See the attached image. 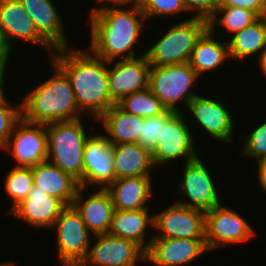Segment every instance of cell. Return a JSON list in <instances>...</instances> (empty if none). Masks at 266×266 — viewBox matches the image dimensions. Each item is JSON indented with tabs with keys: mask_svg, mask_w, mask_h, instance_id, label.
Returning <instances> with one entry per match:
<instances>
[{
	"mask_svg": "<svg viewBox=\"0 0 266 266\" xmlns=\"http://www.w3.org/2000/svg\"><path fill=\"white\" fill-rule=\"evenodd\" d=\"M69 78L79 110L97 122L114 104L108 86V62L90 50L66 47L50 56Z\"/></svg>",
	"mask_w": 266,
	"mask_h": 266,
	"instance_id": "6da1fadb",
	"label": "cell"
},
{
	"mask_svg": "<svg viewBox=\"0 0 266 266\" xmlns=\"http://www.w3.org/2000/svg\"><path fill=\"white\" fill-rule=\"evenodd\" d=\"M88 15L91 43L87 49L106 62L137 57L134 48L146 27L145 15L137 3L110 6Z\"/></svg>",
	"mask_w": 266,
	"mask_h": 266,
	"instance_id": "7a4b0ae2",
	"label": "cell"
},
{
	"mask_svg": "<svg viewBox=\"0 0 266 266\" xmlns=\"http://www.w3.org/2000/svg\"><path fill=\"white\" fill-rule=\"evenodd\" d=\"M50 62L53 76L22 97L21 113L25 121L46 125L82 117L69 78L54 62Z\"/></svg>",
	"mask_w": 266,
	"mask_h": 266,
	"instance_id": "3957f363",
	"label": "cell"
},
{
	"mask_svg": "<svg viewBox=\"0 0 266 266\" xmlns=\"http://www.w3.org/2000/svg\"><path fill=\"white\" fill-rule=\"evenodd\" d=\"M81 118L46 124L47 161L70 174L83 187L84 146L90 133Z\"/></svg>",
	"mask_w": 266,
	"mask_h": 266,
	"instance_id": "277c9868",
	"label": "cell"
},
{
	"mask_svg": "<svg viewBox=\"0 0 266 266\" xmlns=\"http://www.w3.org/2000/svg\"><path fill=\"white\" fill-rule=\"evenodd\" d=\"M208 28V21L202 18L175 22L152 46H146L150 66L188 63L197 40Z\"/></svg>",
	"mask_w": 266,
	"mask_h": 266,
	"instance_id": "5b68a950",
	"label": "cell"
},
{
	"mask_svg": "<svg viewBox=\"0 0 266 266\" xmlns=\"http://www.w3.org/2000/svg\"><path fill=\"white\" fill-rule=\"evenodd\" d=\"M198 78L200 79L189 63L150 66L149 89L166 110L183 112L180 104L185 108L199 95L193 92Z\"/></svg>",
	"mask_w": 266,
	"mask_h": 266,
	"instance_id": "8992f818",
	"label": "cell"
},
{
	"mask_svg": "<svg viewBox=\"0 0 266 266\" xmlns=\"http://www.w3.org/2000/svg\"><path fill=\"white\" fill-rule=\"evenodd\" d=\"M206 162L198 155L191 161L183 163L182 180L178 184V190L174 194L178 196L184 195L185 198H179L176 203L201 211H209L220 204H223L220 199V192L217 188L216 182L213 178V172L208 169ZM181 199V200H180ZM186 201H185V200Z\"/></svg>",
	"mask_w": 266,
	"mask_h": 266,
	"instance_id": "52a82bcc",
	"label": "cell"
},
{
	"mask_svg": "<svg viewBox=\"0 0 266 266\" xmlns=\"http://www.w3.org/2000/svg\"><path fill=\"white\" fill-rule=\"evenodd\" d=\"M51 229L57 235L55 246L59 264L74 266L86 259L93 237L73 205L62 210Z\"/></svg>",
	"mask_w": 266,
	"mask_h": 266,
	"instance_id": "ba28073f",
	"label": "cell"
},
{
	"mask_svg": "<svg viewBox=\"0 0 266 266\" xmlns=\"http://www.w3.org/2000/svg\"><path fill=\"white\" fill-rule=\"evenodd\" d=\"M183 113H175L162 127L161 137L152 151L155 167L160 168V165L178 160H184L185 163L199 155L194 137L196 132L193 133L192 125L188 124L190 121Z\"/></svg>",
	"mask_w": 266,
	"mask_h": 266,
	"instance_id": "9c48e42d",
	"label": "cell"
},
{
	"mask_svg": "<svg viewBox=\"0 0 266 266\" xmlns=\"http://www.w3.org/2000/svg\"><path fill=\"white\" fill-rule=\"evenodd\" d=\"M230 208L220 204L205 212V240L209 251L246 243L257 237L245 216Z\"/></svg>",
	"mask_w": 266,
	"mask_h": 266,
	"instance_id": "30bf717a",
	"label": "cell"
},
{
	"mask_svg": "<svg viewBox=\"0 0 266 266\" xmlns=\"http://www.w3.org/2000/svg\"><path fill=\"white\" fill-rule=\"evenodd\" d=\"M2 150L9 152L7 155L14 158L15 167H34L46 162V125L31 123L21 118Z\"/></svg>",
	"mask_w": 266,
	"mask_h": 266,
	"instance_id": "8fae6325",
	"label": "cell"
},
{
	"mask_svg": "<svg viewBox=\"0 0 266 266\" xmlns=\"http://www.w3.org/2000/svg\"><path fill=\"white\" fill-rule=\"evenodd\" d=\"M214 97L215 95L209 97L208 94V97H205L199 94L193 98L187 105L188 117L191 115L205 135L208 134L216 142L233 144L237 121L233 119L235 117L231 113L232 110L227 107V103Z\"/></svg>",
	"mask_w": 266,
	"mask_h": 266,
	"instance_id": "7c38bea8",
	"label": "cell"
},
{
	"mask_svg": "<svg viewBox=\"0 0 266 266\" xmlns=\"http://www.w3.org/2000/svg\"><path fill=\"white\" fill-rule=\"evenodd\" d=\"M205 212L174 202L154 214L152 238L205 239Z\"/></svg>",
	"mask_w": 266,
	"mask_h": 266,
	"instance_id": "4fadbf2b",
	"label": "cell"
},
{
	"mask_svg": "<svg viewBox=\"0 0 266 266\" xmlns=\"http://www.w3.org/2000/svg\"><path fill=\"white\" fill-rule=\"evenodd\" d=\"M93 238L94 243L91 242L83 261L86 265L137 266L139 262L146 261V251L132 240L110 234L94 235Z\"/></svg>",
	"mask_w": 266,
	"mask_h": 266,
	"instance_id": "5bb4252c",
	"label": "cell"
},
{
	"mask_svg": "<svg viewBox=\"0 0 266 266\" xmlns=\"http://www.w3.org/2000/svg\"><path fill=\"white\" fill-rule=\"evenodd\" d=\"M98 133L91 134L84 146L83 187L85 188H107L116 180L113 145L105 134Z\"/></svg>",
	"mask_w": 266,
	"mask_h": 266,
	"instance_id": "9a60e30c",
	"label": "cell"
},
{
	"mask_svg": "<svg viewBox=\"0 0 266 266\" xmlns=\"http://www.w3.org/2000/svg\"><path fill=\"white\" fill-rule=\"evenodd\" d=\"M145 53L108 62L109 93L116 104L123 97L149 87L150 63Z\"/></svg>",
	"mask_w": 266,
	"mask_h": 266,
	"instance_id": "2e32d148",
	"label": "cell"
},
{
	"mask_svg": "<svg viewBox=\"0 0 266 266\" xmlns=\"http://www.w3.org/2000/svg\"><path fill=\"white\" fill-rule=\"evenodd\" d=\"M207 252L205 239L152 238L146 262L154 266H187Z\"/></svg>",
	"mask_w": 266,
	"mask_h": 266,
	"instance_id": "e0dca14e",
	"label": "cell"
},
{
	"mask_svg": "<svg viewBox=\"0 0 266 266\" xmlns=\"http://www.w3.org/2000/svg\"><path fill=\"white\" fill-rule=\"evenodd\" d=\"M0 28L12 48L16 45L14 41L21 40L46 48L49 56L55 52V49L38 33L33 20L19 0H0Z\"/></svg>",
	"mask_w": 266,
	"mask_h": 266,
	"instance_id": "ac0fdd59",
	"label": "cell"
},
{
	"mask_svg": "<svg viewBox=\"0 0 266 266\" xmlns=\"http://www.w3.org/2000/svg\"><path fill=\"white\" fill-rule=\"evenodd\" d=\"M66 205L56 197L49 196L39 187L33 186L28 196L18 203L10 212L23 224L35 229L50 230Z\"/></svg>",
	"mask_w": 266,
	"mask_h": 266,
	"instance_id": "d6986e66",
	"label": "cell"
},
{
	"mask_svg": "<svg viewBox=\"0 0 266 266\" xmlns=\"http://www.w3.org/2000/svg\"><path fill=\"white\" fill-rule=\"evenodd\" d=\"M88 188L79 187L73 206L81 215L83 222L92 235L108 234L115 211L111 195L106 188H98L92 193L83 195Z\"/></svg>",
	"mask_w": 266,
	"mask_h": 266,
	"instance_id": "ffe728a7",
	"label": "cell"
},
{
	"mask_svg": "<svg viewBox=\"0 0 266 266\" xmlns=\"http://www.w3.org/2000/svg\"><path fill=\"white\" fill-rule=\"evenodd\" d=\"M38 33L56 50L70 47L64 21L54 0H19ZM70 44V45H69Z\"/></svg>",
	"mask_w": 266,
	"mask_h": 266,
	"instance_id": "44dd1931",
	"label": "cell"
},
{
	"mask_svg": "<svg viewBox=\"0 0 266 266\" xmlns=\"http://www.w3.org/2000/svg\"><path fill=\"white\" fill-rule=\"evenodd\" d=\"M152 180V176L116 179L106 188L111 195L114 208L118 210L149 208L147 204L151 202L149 198L151 199L154 188Z\"/></svg>",
	"mask_w": 266,
	"mask_h": 266,
	"instance_id": "7402d4cb",
	"label": "cell"
},
{
	"mask_svg": "<svg viewBox=\"0 0 266 266\" xmlns=\"http://www.w3.org/2000/svg\"><path fill=\"white\" fill-rule=\"evenodd\" d=\"M154 227V214L150 215L149 208L138 210L115 209L108 234L132 240L145 251L148 250L152 238L147 236L149 227ZM146 237H149L148 241Z\"/></svg>",
	"mask_w": 266,
	"mask_h": 266,
	"instance_id": "603a6c76",
	"label": "cell"
},
{
	"mask_svg": "<svg viewBox=\"0 0 266 266\" xmlns=\"http://www.w3.org/2000/svg\"><path fill=\"white\" fill-rule=\"evenodd\" d=\"M32 173L34 186L49 196L58 198L66 206L73 204L80 186L70 174L48 161L32 167Z\"/></svg>",
	"mask_w": 266,
	"mask_h": 266,
	"instance_id": "cb8c5ba5",
	"label": "cell"
},
{
	"mask_svg": "<svg viewBox=\"0 0 266 266\" xmlns=\"http://www.w3.org/2000/svg\"><path fill=\"white\" fill-rule=\"evenodd\" d=\"M107 139L112 145L124 143H139L143 118L125 112L117 104H114L98 120ZM108 134V135H107Z\"/></svg>",
	"mask_w": 266,
	"mask_h": 266,
	"instance_id": "d4e9b609",
	"label": "cell"
},
{
	"mask_svg": "<svg viewBox=\"0 0 266 266\" xmlns=\"http://www.w3.org/2000/svg\"><path fill=\"white\" fill-rule=\"evenodd\" d=\"M116 179L124 177L152 176L154 166L152 152L139 143L113 145Z\"/></svg>",
	"mask_w": 266,
	"mask_h": 266,
	"instance_id": "484cf974",
	"label": "cell"
},
{
	"mask_svg": "<svg viewBox=\"0 0 266 266\" xmlns=\"http://www.w3.org/2000/svg\"><path fill=\"white\" fill-rule=\"evenodd\" d=\"M216 33L208 28L197 40L191 53L188 63L199 77L215 69L218 70L228 59L230 61L227 41L226 43L220 39L218 41Z\"/></svg>",
	"mask_w": 266,
	"mask_h": 266,
	"instance_id": "4316f807",
	"label": "cell"
},
{
	"mask_svg": "<svg viewBox=\"0 0 266 266\" xmlns=\"http://www.w3.org/2000/svg\"><path fill=\"white\" fill-rule=\"evenodd\" d=\"M228 52L232 60L258 59L266 52V16L228 38ZM256 54V55H255Z\"/></svg>",
	"mask_w": 266,
	"mask_h": 266,
	"instance_id": "83f0119b",
	"label": "cell"
},
{
	"mask_svg": "<svg viewBox=\"0 0 266 266\" xmlns=\"http://www.w3.org/2000/svg\"><path fill=\"white\" fill-rule=\"evenodd\" d=\"M259 18L255 12L242 7L218 6L215 14L208 20V27L211 31H215L217 26H221L232 36Z\"/></svg>",
	"mask_w": 266,
	"mask_h": 266,
	"instance_id": "f1b7e54d",
	"label": "cell"
},
{
	"mask_svg": "<svg viewBox=\"0 0 266 266\" xmlns=\"http://www.w3.org/2000/svg\"><path fill=\"white\" fill-rule=\"evenodd\" d=\"M117 105L125 112L142 118L154 117L166 111L149 87L123 97Z\"/></svg>",
	"mask_w": 266,
	"mask_h": 266,
	"instance_id": "f546056e",
	"label": "cell"
},
{
	"mask_svg": "<svg viewBox=\"0 0 266 266\" xmlns=\"http://www.w3.org/2000/svg\"><path fill=\"white\" fill-rule=\"evenodd\" d=\"M4 178L5 194L11 198V207L6 211V213H9L18 203L28 196L34 186L32 167L13 166Z\"/></svg>",
	"mask_w": 266,
	"mask_h": 266,
	"instance_id": "4dcf8cb0",
	"label": "cell"
},
{
	"mask_svg": "<svg viewBox=\"0 0 266 266\" xmlns=\"http://www.w3.org/2000/svg\"><path fill=\"white\" fill-rule=\"evenodd\" d=\"M240 141L243 142L241 157L253 159L256 165L266 161V120L255 126L249 134L241 135Z\"/></svg>",
	"mask_w": 266,
	"mask_h": 266,
	"instance_id": "1f68e13d",
	"label": "cell"
},
{
	"mask_svg": "<svg viewBox=\"0 0 266 266\" xmlns=\"http://www.w3.org/2000/svg\"><path fill=\"white\" fill-rule=\"evenodd\" d=\"M137 5L144 13L146 21L159 16L177 18L180 13L181 16L182 13H187L183 0H137Z\"/></svg>",
	"mask_w": 266,
	"mask_h": 266,
	"instance_id": "d6a6232c",
	"label": "cell"
},
{
	"mask_svg": "<svg viewBox=\"0 0 266 266\" xmlns=\"http://www.w3.org/2000/svg\"><path fill=\"white\" fill-rule=\"evenodd\" d=\"M175 113V111L166 110L160 115L143 118L139 144L152 152L161 137L162 127Z\"/></svg>",
	"mask_w": 266,
	"mask_h": 266,
	"instance_id": "836d02e7",
	"label": "cell"
},
{
	"mask_svg": "<svg viewBox=\"0 0 266 266\" xmlns=\"http://www.w3.org/2000/svg\"><path fill=\"white\" fill-rule=\"evenodd\" d=\"M22 118L21 102L14 105L6 97L0 102V148L3 149L11 136L14 126Z\"/></svg>",
	"mask_w": 266,
	"mask_h": 266,
	"instance_id": "e575fe53",
	"label": "cell"
},
{
	"mask_svg": "<svg viewBox=\"0 0 266 266\" xmlns=\"http://www.w3.org/2000/svg\"><path fill=\"white\" fill-rule=\"evenodd\" d=\"M189 15L192 17L206 19L207 21L215 14L220 0H183ZM195 12V13H194Z\"/></svg>",
	"mask_w": 266,
	"mask_h": 266,
	"instance_id": "d590c367",
	"label": "cell"
},
{
	"mask_svg": "<svg viewBox=\"0 0 266 266\" xmlns=\"http://www.w3.org/2000/svg\"><path fill=\"white\" fill-rule=\"evenodd\" d=\"M219 6L242 7L255 12L259 17L266 16V6L261 0H220Z\"/></svg>",
	"mask_w": 266,
	"mask_h": 266,
	"instance_id": "8d00e7d4",
	"label": "cell"
},
{
	"mask_svg": "<svg viewBox=\"0 0 266 266\" xmlns=\"http://www.w3.org/2000/svg\"><path fill=\"white\" fill-rule=\"evenodd\" d=\"M12 50V47L6 40V37L0 28V72L6 73L7 71H9L7 69L9 67L8 65H10V59H12Z\"/></svg>",
	"mask_w": 266,
	"mask_h": 266,
	"instance_id": "74e56055",
	"label": "cell"
},
{
	"mask_svg": "<svg viewBox=\"0 0 266 266\" xmlns=\"http://www.w3.org/2000/svg\"><path fill=\"white\" fill-rule=\"evenodd\" d=\"M95 2L96 3L98 2V4L102 5L103 7L100 6L99 8L98 7H94L92 9H90V13L89 14H93V13H95L97 11H100V10H102L104 8H107V7H110V6L111 7L130 6V5L136 4L137 0H96ZM106 3H107V5H106Z\"/></svg>",
	"mask_w": 266,
	"mask_h": 266,
	"instance_id": "f35d334b",
	"label": "cell"
},
{
	"mask_svg": "<svg viewBox=\"0 0 266 266\" xmlns=\"http://www.w3.org/2000/svg\"><path fill=\"white\" fill-rule=\"evenodd\" d=\"M256 175L258 177L257 181L258 185H260V188L262 189V193L265 192L266 194V161L257 164Z\"/></svg>",
	"mask_w": 266,
	"mask_h": 266,
	"instance_id": "ab89813d",
	"label": "cell"
},
{
	"mask_svg": "<svg viewBox=\"0 0 266 266\" xmlns=\"http://www.w3.org/2000/svg\"><path fill=\"white\" fill-rule=\"evenodd\" d=\"M6 73L4 72H0V102H2L6 97L7 95L5 94L6 91H5V78H6Z\"/></svg>",
	"mask_w": 266,
	"mask_h": 266,
	"instance_id": "60d3db41",
	"label": "cell"
},
{
	"mask_svg": "<svg viewBox=\"0 0 266 266\" xmlns=\"http://www.w3.org/2000/svg\"><path fill=\"white\" fill-rule=\"evenodd\" d=\"M256 61H258L259 64V71L264 75V78L266 79V52Z\"/></svg>",
	"mask_w": 266,
	"mask_h": 266,
	"instance_id": "b9f144b4",
	"label": "cell"
},
{
	"mask_svg": "<svg viewBox=\"0 0 266 266\" xmlns=\"http://www.w3.org/2000/svg\"><path fill=\"white\" fill-rule=\"evenodd\" d=\"M0 266H15V263L10 260V262L9 261H7V262L5 261L3 263L1 262Z\"/></svg>",
	"mask_w": 266,
	"mask_h": 266,
	"instance_id": "7bdbcfd3",
	"label": "cell"
},
{
	"mask_svg": "<svg viewBox=\"0 0 266 266\" xmlns=\"http://www.w3.org/2000/svg\"><path fill=\"white\" fill-rule=\"evenodd\" d=\"M74 266H90V265H86L84 262H80L75 264Z\"/></svg>",
	"mask_w": 266,
	"mask_h": 266,
	"instance_id": "ee69618b",
	"label": "cell"
},
{
	"mask_svg": "<svg viewBox=\"0 0 266 266\" xmlns=\"http://www.w3.org/2000/svg\"><path fill=\"white\" fill-rule=\"evenodd\" d=\"M261 1L266 6V0H261Z\"/></svg>",
	"mask_w": 266,
	"mask_h": 266,
	"instance_id": "f6af8a7d",
	"label": "cell"
}]
</instances>
